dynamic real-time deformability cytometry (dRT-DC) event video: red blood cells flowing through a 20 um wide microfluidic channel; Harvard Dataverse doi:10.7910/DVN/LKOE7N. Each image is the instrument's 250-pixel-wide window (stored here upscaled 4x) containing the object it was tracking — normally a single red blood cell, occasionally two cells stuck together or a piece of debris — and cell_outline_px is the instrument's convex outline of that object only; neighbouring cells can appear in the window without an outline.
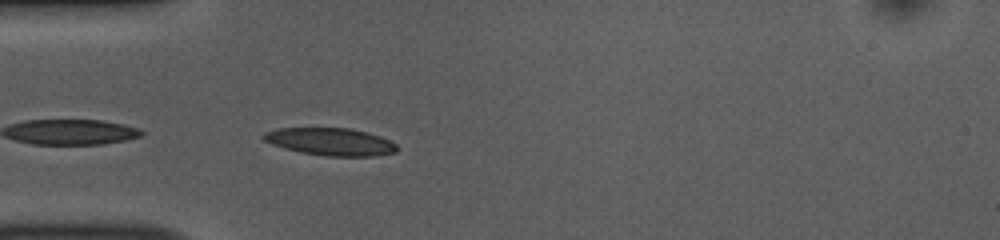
{"species": "common noctule bat (a hibernating species)", "species_latin": "Nyctalus noctula", "temperature_condition": "room temperature", "stored_images_in_passage": 7, "camera_frame_rate_fps": 3000, "um_per_image_px": 0.085, "animal": {"sex": "female", "body_mass_g": 10.0, "forearm_length_mm": 53.1}, "frame": {"image": 1, "passage_image": 1, "time_ms": 0.0, "image_size_px": [1000, 240], "cell_outline_px": [[396, 152], [376, 156], [324, 156], [300, 152], [284, 148], [272, 144], [264, 140], [260, 136], [264, 132], [280, 128], [352, 128], [368, 132], [380, 136], [396, 144]], "centroid_in_image_um": [28.08, 12.04], "position_along_channel_um": 56.9, "area_um2": 21.44}}